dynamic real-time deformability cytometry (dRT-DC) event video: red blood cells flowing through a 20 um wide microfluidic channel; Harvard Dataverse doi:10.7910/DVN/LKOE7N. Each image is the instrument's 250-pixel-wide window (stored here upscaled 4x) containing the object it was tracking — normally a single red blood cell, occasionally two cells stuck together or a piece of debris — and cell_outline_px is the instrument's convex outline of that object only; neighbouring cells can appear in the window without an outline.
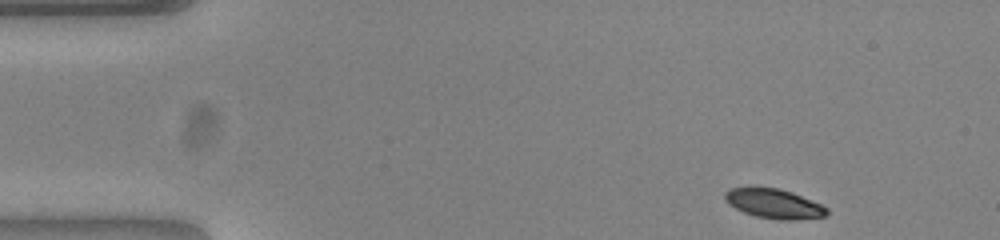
{"species": "common noctule bat (a hibernating species)", "species_latin": "Nyctalus noctula", "temperature_condition": "warm", "stored_images_in_passage": 48, "camera_frame_rate_fps": 3000, "um_per_image_px": 0.085, "animal": {"sex": "female", "body_mass_g": 23.0, "forearm_length_mm": 53.4}, "frame": {"image": 1, "passage_image": 1, "time_ms": 0.0, "image_size_px": [1000, 240], "cell_outline_px": [[828, 212], [824, 216], [792, 220], [784, 220], [756, 216], [744, 212], [728, 204], [724, 200], [724, 192], [728, 188], [748, 184], [756, 184], [780, 188], [792, 192], [820, 204], [828, 208]], "centroid_in_image_um": [65.68, 17.24], "position_along_channel_um": 19.3, "area_um2": 18.15}}
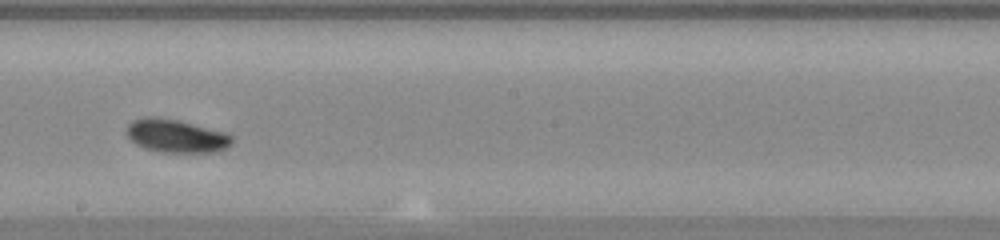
{"frame": {"image": 2, "passage_image": 25, "time_ms": 8.0, "image_size_px": [1000, 240], "cell_outline_px": [[232, 144], [220, 152], [160, 152], [144, 148], [136, 144], [128, 136], [128, 124], [132, 120], [144, 116], [152, 116], [176, 120], [228, 132], [232, 136]], "centroid_in_image_um": [15.01, 11.56], "position_along_channel_um": 233.2, "area_um2": 20.46}}
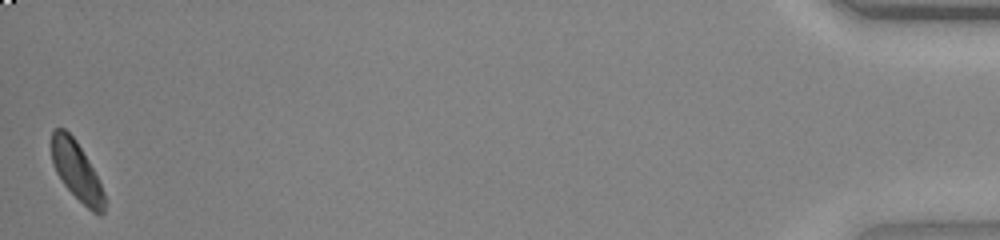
{"frame": {"image": 3, "passage_image": 48, "time_ms": 15.667, "image_size_px": [1000, 240], "cell_outline_px": [[108, 200], [104, 212], [100, 216], [92, 212], [64, 184], [56, 172], [52, 164], [52, 132], [56, 128], [64, 128], [76, 140], [92, 168]], "centroid_in_image_um": [6.54, 14.57], "position_along_channel_um": 428.7, "area_um2": 17.86}, "authors_computed_cell_mechanics": {"area_um2": 18.9006, "velocity_mm_per_s": 3.8267, "shape_relaxation_time_tau1_ms": 1.9322, "shape_relaxation_time_tau2_ms": null, "deformation_change_tau1": 0.0885, "deformation_change_tau2": null}}